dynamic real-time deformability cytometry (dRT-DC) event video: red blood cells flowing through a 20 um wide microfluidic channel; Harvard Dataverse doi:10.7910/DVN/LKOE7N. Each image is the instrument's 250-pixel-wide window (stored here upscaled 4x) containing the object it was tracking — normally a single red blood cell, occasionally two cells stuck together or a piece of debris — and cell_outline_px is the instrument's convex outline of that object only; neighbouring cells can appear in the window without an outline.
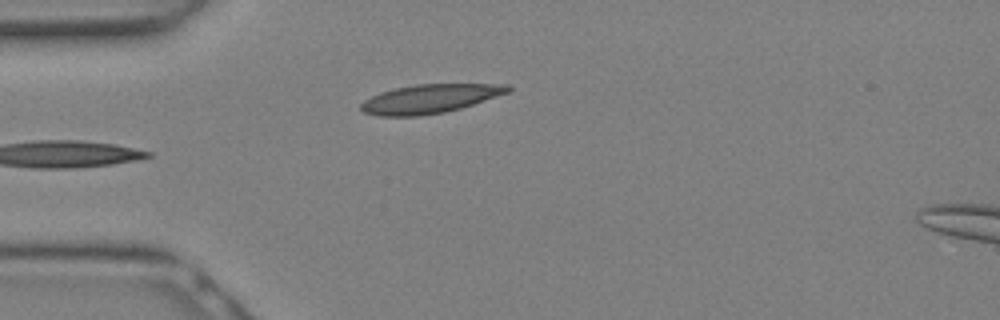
{"species": "Egyptian fruit bat (a non-hibernating species)", "species_latin": "Rousettus aegyptiacus", "temperature_condition": "warm", "stored_images_in_passage": 9, "camera_frame_rate_fps": 3000, "um_per_image_px": 0.085, "animal": {"sex": "female"}, "frame": {"image": 1, "passage_image": 9, "time_ms": 2.667, "image_size_px": [1000, 320], "cell_outline_px": [[512, 88], [508, 92], [460, 108], [444, 112], [420, 116], [376, 116], [364, 112], [360, 108], [360, 104], [364, 100], [380, 92], [396, 88], [416, 84], [508, 84]], "centroid_in_image_um": [36.49, 8.39], "position_along_channel_um": 48.5, "area_um2": 24.51}}